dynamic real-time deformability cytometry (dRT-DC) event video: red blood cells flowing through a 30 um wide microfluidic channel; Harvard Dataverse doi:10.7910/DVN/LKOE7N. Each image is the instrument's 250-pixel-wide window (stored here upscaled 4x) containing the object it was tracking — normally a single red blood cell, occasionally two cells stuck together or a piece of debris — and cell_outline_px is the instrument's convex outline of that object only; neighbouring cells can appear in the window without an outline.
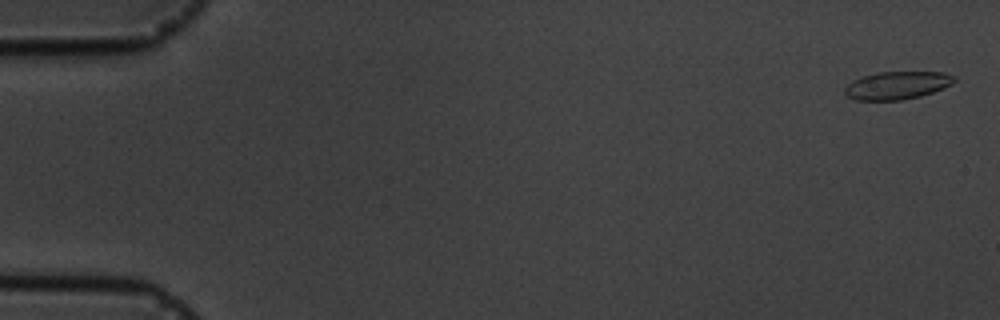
{"species": "common noctule bat (a hibernating species)", "species_latin": "Nyctalus noctula", "temperature_condition": "cold", "stored_images_in_passage": 15, "camera_frame_rate_fps": 3000, "um_per_image_px": 0.085, "animal": {"sex": "male", "body_mass_g": 19.5, "forearm_length_mm": 54.6}, "frame": {"image": 1, "passage_image": 1, "time_ms": 0.0, "image_size_px": [1000, 320], "cell_outline_px": [[956, 80], [952, 84], [944, 88], [920, 96], [900, 100], [856, 100], [844, 96], [844, 88], [852, 80], [864, 76], [880, 72], [944, 72], [956, 76]], "centroid_in_image_um": [76.25, 7.26], "position_along_channel_um": 8.7, "area_um2": 17.86}}
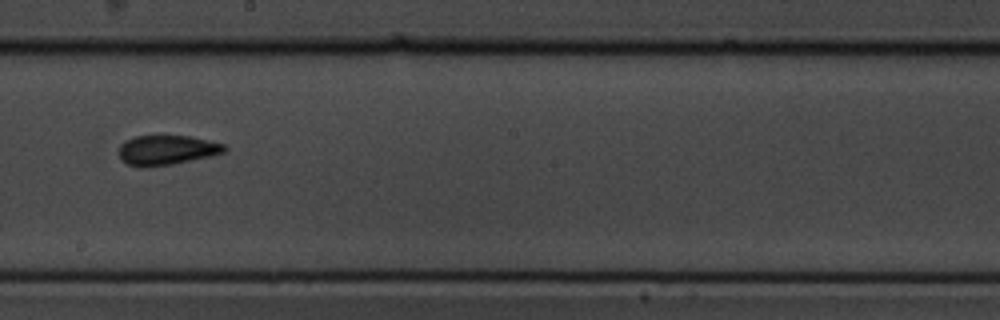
{"frame": {"image": 2, "passage_image": 9, "time_ms": 10.333, "image_size_px": [1000, 320], "cell_outline_px": [[228, 148], [224, 152], [212, 156], [172, 164], [140, 168], [128, 164], [120, 160], [120, 144], [124, 140], [132, 136], [188, 136], [224, 144]], "centroid_in_image_um": [14.14, 12.76], "position_along_channel_um": 234.1, "area_um2": 18.32}}
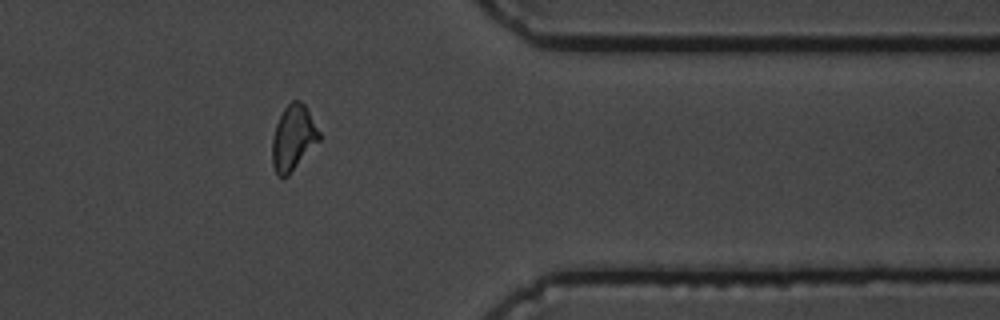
{"frame": {"image": 3, "passage_image": 13, "time_ms": 15.0, "image_size_px": [1000, 320], "cell_outline_px": [[320, 140], [288, 176], [276, 176], [272, 164], [272, 140], [276, 124], [284, 108], [292, 100], [300, 100], [304, 104], [320, 132]], "centroid_in_image_um": [24.91, 11.73], "position_along_channel_um": 386.5, "area_um2": 17.8}, "authors_computed_cell_mechanics": {"area_um2": 17.8024, "velocity_mm_per_s": 3.5604, "shape_relaxation_time_tau1_ms": 4.0557, "shape_relaxation_time_tau2_ms": 1.0242, "deformation_change_tau1": 0.1306, "deformation_change_tau2": 0.068}}